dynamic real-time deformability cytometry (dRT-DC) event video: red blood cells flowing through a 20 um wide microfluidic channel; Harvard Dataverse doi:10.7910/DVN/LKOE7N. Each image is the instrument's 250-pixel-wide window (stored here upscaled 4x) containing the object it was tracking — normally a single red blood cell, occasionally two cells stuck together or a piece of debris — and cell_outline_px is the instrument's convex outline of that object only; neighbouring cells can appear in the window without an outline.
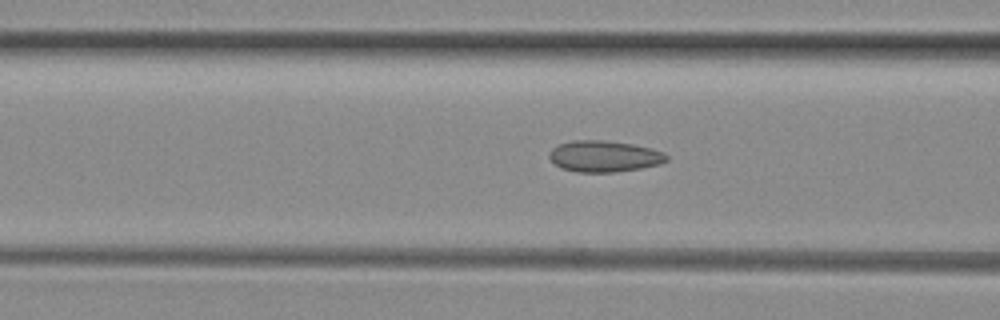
{"species": "common noctule bat (a hibernating species)", "species_latin": "Nyctalus noctula", "temperature_condition": "room temperature", "stored_images_in_passage": 39, "camera_frame_rate_fps": 3000, "um_per_image_px": 0.085, "animal": {"sex": "female", "body_mass_g": 29.2, "forearm_length_mm": 56.3}, "frame": {"image": 1, "passage_image": 18, "time_ms": 5.667, "image_size_px": [1000, 320], "cell_outline_px": [[668, 160], [660, 164], [640, 168], [612, 172], [576, 172], [560, 168], [548, 156], [552, 148], [560, 144], [572, 140], [604, 140], [632, 144], [652, 148], [664, 152], [668, 156]], "centroid_in_image_um": [51.37, 13.28], "position_along_channel_um": 115.2, "area_um2": 21.39}}
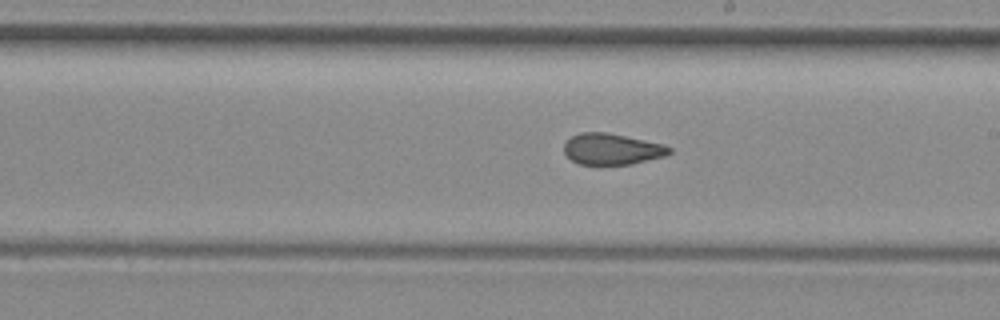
{"frame": {"image": 2, "passage_image": 27, "time_ms": 8.667, "image_size_px": [1000, 320], "cell_outline_px": [[672, 152], [664, 156], [632, 164], [580, 164], [572, 160], [564, 152], [564, 144], [572, 136], [580, 132], [608, 132], [664, 144], [672, 148]], "centroid_in_image_um": [52.03, 12.66], "position_along_channel_um": 237.0, "area_um2": 19.07}}
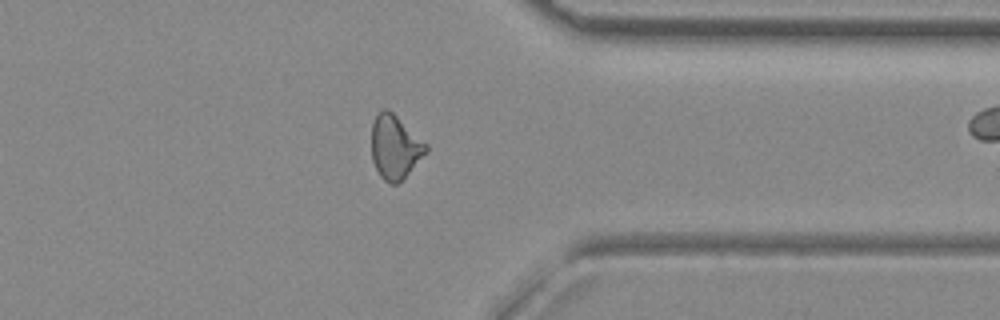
{"frame": {"image": 3, "passage_image": 38, "time_ms": 12.333, "image_size_px": [1000, 320], "cell_outline_px": [[428, 152], [396, 184], [392, 184], [384, 180], [380, 176], [372, 160], [372, 124], [376, 112], [384, 108], [388, 108], [428, 144]], "centroid_in_image_um": [33.57, 12.45], "position_along_channel_um": 377.8, "area_um2": 20.23}}